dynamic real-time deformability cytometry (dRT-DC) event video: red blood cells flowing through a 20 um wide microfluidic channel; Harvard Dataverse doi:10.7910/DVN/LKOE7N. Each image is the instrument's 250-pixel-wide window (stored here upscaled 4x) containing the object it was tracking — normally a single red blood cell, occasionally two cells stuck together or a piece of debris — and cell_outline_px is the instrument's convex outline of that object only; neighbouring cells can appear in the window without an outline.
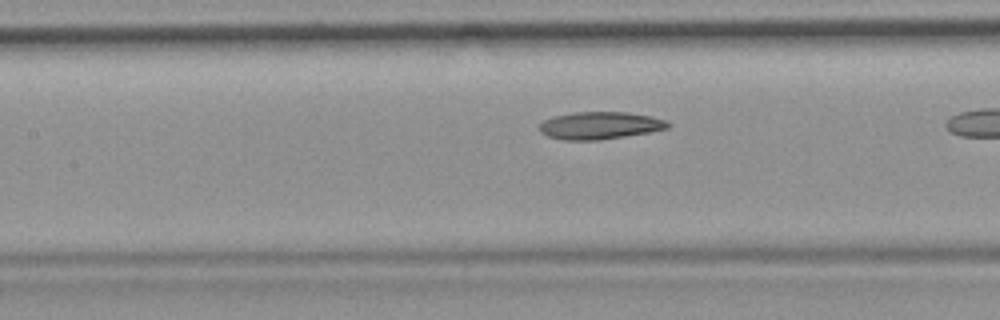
{"species": "common noctule bat (a hibernating species)", "species_latin": "Nyctalus noctula", "temperature_condition": "room temperature", "stored_images_in_passage": 7, "camera_frame_rate_fps": 3000, "um_per_image_px": 0.085, "animal": {"sex": "female", "body_mass_g": 19.9}, "frame": {"image": 1, "passage_image": 5, "time_ms": 1.333, "image_size_px": [1000, 320], "cell_outline_px": [[672, 124], [668, 128], [648, 132], [600, 140], [564, 140], [548, 136], [540, 132], [540, 124], [544, 120], [556, 116], [572, 112], [628, 112], [652, 116], [668, 120]], "centroid_in_image_um": [51.03, 10.66], "position_along_channel_um": 156.4, "area_um2": 20.52}}